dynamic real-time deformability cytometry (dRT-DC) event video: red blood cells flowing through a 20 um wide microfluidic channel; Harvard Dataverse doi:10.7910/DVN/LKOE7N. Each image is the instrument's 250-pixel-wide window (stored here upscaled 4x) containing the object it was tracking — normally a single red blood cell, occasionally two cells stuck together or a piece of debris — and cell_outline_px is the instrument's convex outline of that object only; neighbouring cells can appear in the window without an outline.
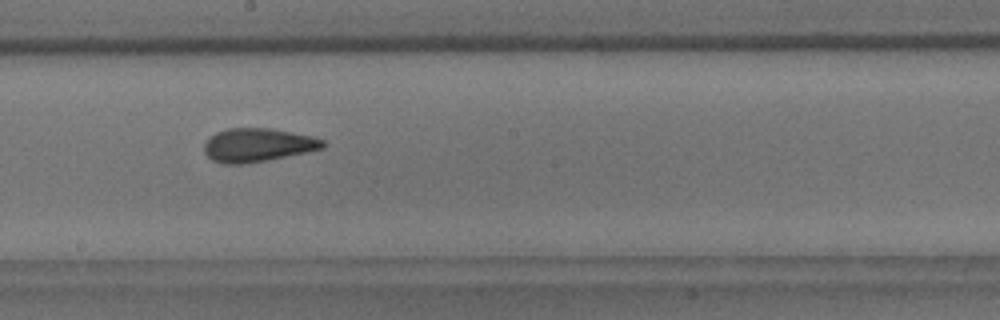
{"species": "common noctule bat (a hibernating species)", "species_latin": "Nyctalus noctula", "temperature_condition": "room temperature", "stored_images_in_passage": 9, "camera_frame_rate_fps": 3000, "um_per_image_px": 0.085, "animal": {"sex": "male", "body_mass_g": 18.8}, "frame": {"image": 1, "passage_image": 8, "time_ms": 9.0, "image_size_px": [1000, 320], "cell_outline_px": [[324, 148], [268, 160], [240, 164], [224, 164], [212, 160], [204, 152], [204, 144], [216, 132], [228, 128], [268, 128], [312, 136], [324, 140]], "centroid_in_image_um": [21.89, 12.33], "position_along_channel_um": 226.3, "area_um2": 22.95}}
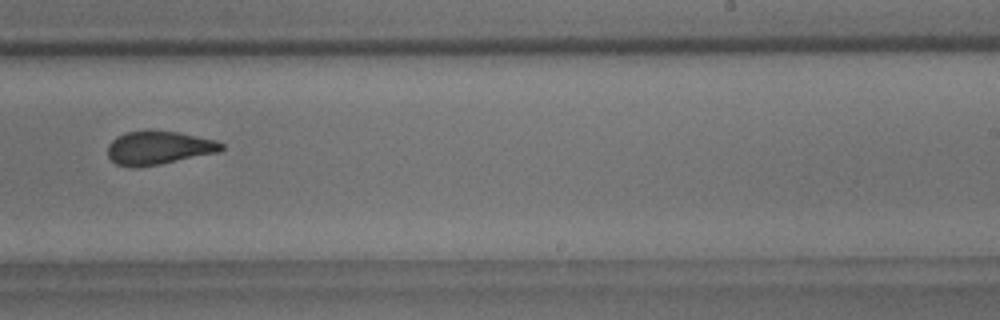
{"frame": {"image": 2, "passage_image": 9, "time_ms": 10.333, "image_size_px": [1000, 320], "cell_outline_px": [[224, 148], [216, 152], [160, 164], [136, 168], [116, 164], [108, 156], [108, 144], [116, 136], [128, 132], [148, 128], [180, 132], [216, 140], [224, 144]], "centroid_in_image_um": [13.45, 12.53], "position_along_channel_um": 275.5, "area_um2": 22.48}}